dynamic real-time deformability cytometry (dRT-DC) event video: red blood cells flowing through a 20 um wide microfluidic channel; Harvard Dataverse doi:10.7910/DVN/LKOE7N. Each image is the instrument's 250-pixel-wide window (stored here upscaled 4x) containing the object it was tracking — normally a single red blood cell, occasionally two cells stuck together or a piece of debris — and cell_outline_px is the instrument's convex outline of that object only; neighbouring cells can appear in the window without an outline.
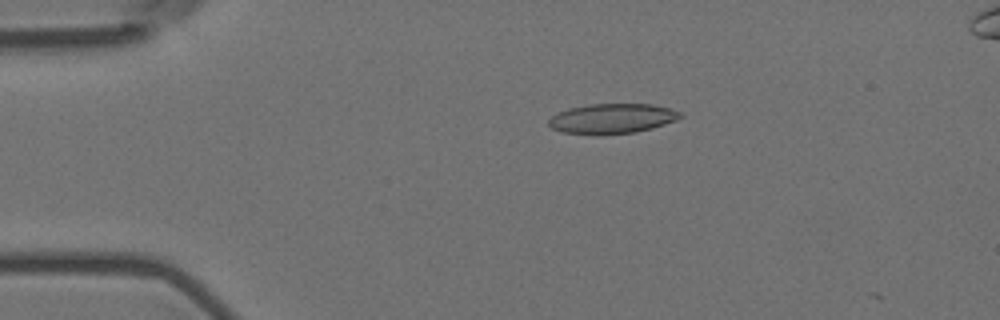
{"species": "Egyptian fruit bat (a non-hibernating species)", "species_latin": "Rousettus aegyptiacus", "temperature_condition": "room temperature", "stored_images_in_passage": 14, "camera_frame_rate_fps": 3000, "um_per_image_px": 0.085, "animal": {"sex": "female"}, "frame": {"image": 1, "passage_image": 11, "time_ms": 3.333, "image_size_px": [1000, 320], "cell_outline_px": [[684, 116], [676, 120], [652, 128], [636, 132], [600, 136], [560, 132], [552, 128], [548, 124], [548, 120], [552, 116], [568, 108], [588, 104], [652, 104], [668, 108], [680, 112]], "centroid_in_image_um": [52.0, 10.1], "position_along_channel_um": 33.0, "area_um2": 23.24}}